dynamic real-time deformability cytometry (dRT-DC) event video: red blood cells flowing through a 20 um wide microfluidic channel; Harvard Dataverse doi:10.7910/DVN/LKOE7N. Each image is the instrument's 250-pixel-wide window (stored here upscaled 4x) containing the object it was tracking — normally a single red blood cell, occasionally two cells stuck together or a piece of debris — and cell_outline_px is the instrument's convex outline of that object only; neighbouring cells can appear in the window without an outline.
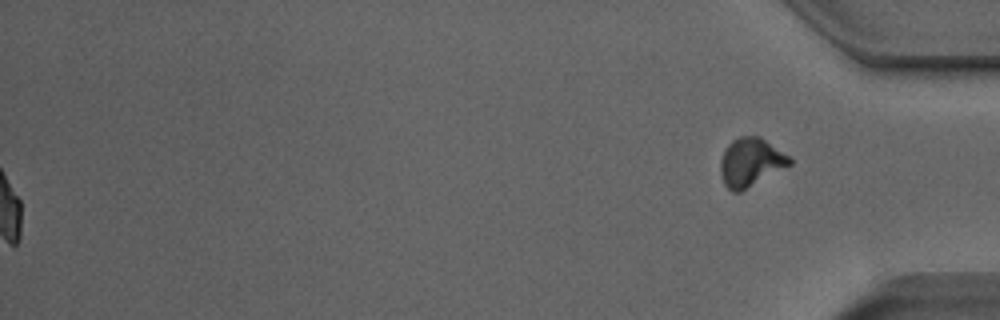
{"species": "Egyptian fruit bat (a non-hibernating species)", "species_latin": "Rousettus aegyptiacus", "temperature_condition": "room temperature", "stored_images_in_passage": 42, "segment_of_instrument_passage": [2, 2], "camera_frame_rate_fps": 3000, "um_per_image_px": 0.085, "animal": {"sex": "male"}, "frame": {"image": 1, "passage_image": 42, "time_ms": 13.667, "image_size_px": [1000, 320], "cell_outline_px": [[792, 164], [740, 192], [732, 192], [724, 184], [720, 172], [720, 160], [728, 144], [732, 140], [740, 136], [760, 136], [788, 156], [792, 160]], "centroid_in_image_um": [63.79, 13.79], "position_along_channel_um": 371.4, "area_um2": 19.36}}